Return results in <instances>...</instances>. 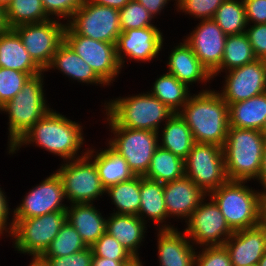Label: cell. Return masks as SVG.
<instances>
[{
	"label": "cell",
	"instance_id": "1",
	"mask_svg": "<svg viewBox=\"0 0 266 266\" xmlns=\"http://www.w3.org/2000/svg\"><path fill=\"white\" fill-rule=\"evenodd\" d=\"M62 114L52 107L6 152L7 155L13 156L21 151L20 149L33 146L41 147L43 152L59 157L63 160L61 162L85 156L89 148V144L84 148L87 140L83 131L85 125Z\"/></svg>",
	"mask_w": 266,
	"mask_h": 266
},
{
	"label": "cell",
	"instance_id": "2",
	"mask_svg": "<svg viewBox=\"0 0 266 266\" xmlns=\"http://www.w3.org/2000/svg\"><path fill=\"white\" fill-rule=\"evenodd\" d=\"M101 102L106 127H125L158 132L174 114L169 107L152 96L147 90ZM103 105V106H102Z\"/></svg>",
	"mask_w": 266,
	"mask_h": 266
},
{
	"label": "cell",
	"instance_id": "3",
	"mask_svg": "<svg viewBox=\"0 0 266 266\" xmlns=\"http://www.w3.org/2000/svg\"><path fill=\"white\" fill-rule=\"evenodd\" d=\"M178 114L196 143L224 146L229 128L228 104L216 89L196 90Z\"/></svg>",
	"mask_w": 266,
	"mask_h": 266
},
{
	"label": "cell",
	"instance_id": "4",
	"mask_svg": "<svg viewBox=\"0 0 266 266\" xmlns=\"http://www.w3.org/2000/svg\"><path fill=\"white\" fill-rule=\"evenodd\" d=\"M249 182L228 180L209 194L233 231L252 228L266 220V196Z\"/></svg>",
	"mask_w": 266,
	"mask_h": 266
},
{
	"label": "cell",
	"instance_id": "5",
	"mask_svg": "<svg viewBox=\"0 0 266 266\" xmlns=\"http://www.w3.org/2000/svg\"><path fill=\"white\" fill-rule=\"evenodd\" d=\"M44 78L45 72L29 78L17 95L1 106V115L5 113L8 117L7 151L52 109L46 96Z\"/></svg>",
	"mask_w": 266,
	"mask_h": 266
},
{
	"label": "cell",
	"instance_id": "6",
	"mask_svg": "<svg viewBox=\"0 0 266 266\" xmlns=\"http://www.w3.org/2000/svg\"><path fill=\"white\" fill-rule=\"evenodd\" d=\"M265 138L259 130L228 128L223 152L229 180L252 182L258 178Z\"/></svg>",
	"mask_w": 266,
	"mask_h": 266
},
{
	"label": "cell",
	"instance_id": "7",
	"mask_svg": "<svg viewBox=\"0 0 266 266\" xmlns=\"http://www.w3.org/2000/svg\"><path fill=\"white\" fill-rule=\"evenodd\" d=\"M66 222V211H56L39 217L17 219L9 240L13 251L29 257H41Z\"/></svg>",
	"mask_w": 266,
	"mask_h": 266
},
{
	"label": "cell",
	"instance_id": "8",
	"mask_svg": "<svg viewBox=\"0 0 266 266\" xmlns=\"http://www.w3.org/2000/svg\"><path fill=\"white\" fill-rule=\"evenodd\" d=\"M61 163L55 171L61 178L68 205L98 203L96 200L104 198L106 189L95 163L87 154Z\"/></svg>",
	"mask_w": 266,
	"mask_h": 266
},
{
	"label": "cell",
	"instance_id": "9",
	"mask_svg": "<svg viewBox=\"0 0 266 266\" xmlns=\"http://www.w3.org/2000/svg\"><path fill=\"white\" fill-rule=\"evenodd\" d=\"M108 129L110 137L105 142L127 161L135 176L144 177L159 146L158 132L125 127H107V131Z\"/></svg>",
	"mask_w": 266,
	"mask_h": 266
},
{
	"label": "cell",
	"instance_id": "10",
	"mask_svg": "<svg viewBox=\"0 0 266 266\" xmlns=\"http://www.w3.org/2000/svg\"><path fill=\"white\" fill-rule=\"evenodd\" d=\"M185 176L207 195L226 183L223 147L214 144L195 143L184 160Z\"/></svg>",
	"mask_w": 266,
	"mask_h": 266
},
{
	"label": "cell",
	"instance_id": "11",
	"mask_svg": "<svg viewBox=\"0 0 266 266\" xmlns=\"http://www.w3.org/2000/svg\"><path fill=\"white\" fill-rule=\"evenodd\" d=\"M183 225L185 228L182 230L196 248L222 246L234 232L209 195Z\"/></svg>",
	"mask_w": 266,
	"mask_h": 266
},
{
	"label": "cell",
	"instance_id": "12",
	"mask_svg": "<svg viewBox=\"0 0 266 266\" xmlns=\"http://www.w3.org/2000/svg\"><path fill=\"white\" fill-rule=\"evenodd\" d=\"M64 41L109 87L117 82L121 73H124L121 72L116 57V44L78 35L68 24L64 32Z\"/></svg>",
	"mask_w": 266,
	"mask_h": 266
},
{
	"label": "cell",
	"instance_id": "13",
	"mask_svg": "<svg viewBox=\"0 0 266 266\" xmlns=\"http://www.w3.org/2000/svg\"><path fill=\"white\" fill-rule=\"evenodd\" d=\"M119 10L86 0L67 24L81 36L116 44L121 34Z\"/></svg>",
	"mask_w": 266,
	"mask_h": 266
},
{
	"label": "cell",
	"instance_id": "14",
	"mask_svg": "<svg viewBox=\"0 0 266 266\" xmlns=\"http://www.w3.org/2000/svg\"><path fill=\"white\" fill-rule=\"evenodd\" d=\"M160 29L157 26H150L121 32L116 43V57L122 71L125 70L127 62L140 64L158 60L162 62L159 56L160 52L161 56L165 52L166 36Z\"/></svg>",
	"mask_w": 266,
	"mask_h": 266
},
{
	"label": "cell",
	"instance_id": "15",
	"mask_svg": "<svg viewBox=\"0 0 266 266\" xmlns=\"http://www.w3.org/2000/svg\"><path fill=\"white\" fill-rule=\"evenodd\" d=\"M67 23L50 19L41 23L22 24L13 28L33 61L43 70L50 65L57 48L64 42Z\"/></svg>",
	"mask_w": 266,
	"mask_h": 266
},
{
	"label": "cell",
	"instance_id": "16",
	"mask_svg": "<svg viewBox=\"0 0 266 266\" xmlns=\"http://www.w3.org/2000/svg\"><path fill=\"white\" fill-rule=\"evenodd\" d=\"M68 203L65 198L61 178L56 171L50 173L40 183L23 196L20 203L13 208V223L17 219L39 217L56 211H66Z\"/></svg>",
	"mask_w": 266,
	"mask_h": 266
},
{
	"label": "cell",
	"instance_id": "17",
	"mask_svg": "<svg viewBox=\"0 0 266 266\" xmlns=\"http://www.w3.org/2000/svg\"><path fill=\"white\" fill-rule=\"evenodd\" d=\"M219 75L224 79L217 92L228 105L266 92V60L256 59Z\"/></svg>",
	"mask_w": 266,
	"mask_h": 266
},
{
	"label": "cell",
	"instance_id": "18",
	"mask_svg": "<svg viewBox=\"0 0 266 266\" xmlns=\"http://www.w3.org/2000/svg\"><path fill=\"white\" fill-rule=\"evenodd\" d=\"M196 24L183 40L212 75L220 67L227 35L213 19L198 20Z\"/></svg>",
	"mask_w": 266,
	"mask_h": 266
},
{
	"label": "cell",
	"instance_id": "19",
	"mask_svg": "<svg viewBox=\"0 0 266 266\" xmlns=\"http://www.w3.org/2000/svg\"><path fill=\"white\" fill-rule=\"evenodd\" d=\"M175 44L172 45L173 47L169 46L171 51L168 49V56H165L167 58H165L166 61L164 63L167 64V70L164 69L162 71L175 76L180 82L186 84L191 89L196 83V86L201 83L199 86L202 89L199 92L210 90L212 88L210 83L214 81L212 75L201 64L190 46L183 38L181 41L179 40V43Z\"/></svg>",
	"mask_w": 266,
	"mask_h": 266
},
{
	"label": "cell",
	"instance_id": "20",
	"mask_svg": "<svg viewBox=\"0 0 266 266\" xmlns=\"http://www.w3.org/2000/svg\"><path fill=\"white\" fill-rule=\"evenodd\" d=\"M163 191L169 229L178 227L176 224L174 226L175 220L178 223H185L207 197V194L185 175L180 179L164 183ZM171 219H174L173 225L170 222Z\"/></svg>",
	"mask_w": 266,
	"mask_h": 266
},
{
	"label": "cell",
	"instance_id": "21",
	"mask_svg": "<svg viewBox=\"0 0 266 266\" xmlns=\"http://www.w3.org/2000/svg\"><path fill=\"white\" fill-rule=\"evenodd\" d=\"M224 246L232 266L258 264L266 252V220L255 227L234 231Z\"/></svg>",
	"mask_w": 266,
	"mask_h": 266
},
{
	"label": "cell",
	"instance_id": "22",
	"mask_svg": "<svg viewBox=\"0 0 266 266\" xmlns=\"http://www.w3.org/2000/svg\"><path fill=\"white\" fill-rule=\"evenodd\" d=\"M180 228L155 230L158 266H194L197 248Z\"/></svg>",
	"mask_w": 266,
	"mask_h": 266
},
{
	"label": "cell",
	"instance_id": "23",
	"mask_svg": "<svg viewBox=\"0 0 266 266\" xmlns=\"http://www.w3.org/2000/svg\"><path fill=\"white\" fill-rule=\"evenodd\" d=\"M50 70L58 71L65 76V79L68 78L69 82L73 81L72 83L110 88L65 41L57 48L50 65L44 72H51Z\"/></svg>",
	"mask_w": 266,
	"mask_h": 266
},
{
	"label": "cell",
	"instance_id": "24",
	"mask_svg": "<svg viewBox=\"0 0 266 266\" xmlns=\"http://www.w3.org/2000/svg\"><path fill=\"white\" fill-rule=\"evenodd\" d=\"M106 232L117 239L134 257H140V248L144 246L146 233L150 227L138 216L108 213ZM144 243V244H143Z\"/></svg>",
	"mask_w": 266,
	"mask_h": 266
},
{
	"label": "cell",
	"instance_id": "25",
	"mask_svg": "<svg viewBox=\"0 0 266 266\" xmlns=\"http://www.w3.org/2000/svg\"><path fill=\"white\" fill-rule=\"evenodd\" d=\"M97 208L95 203H76L66 209V221L77 230L87 247L106 232L107 215Z\"/></svg>",
	"mask_w": 266,
	"mask_h": 266
},
{
	"label": "cell",
	"instance_id": "26",
	"mask_svg": "<svg viewBox=\"0 0 266 266\" xmlns=\"http://www.w3.org/2000/svg\"><path fill=\"white\" fill-rule=\"evenodd\" d=\"M140 217L153 229H169V217L165 207L163 183L140 176ZM151 222V223H150Z\"/></svg>",
	"mask_w": 266,
	"mask_h": 266
},
{
	"label": "cell",
	"instance_id": "27",
	"mask_svg": "<svg viewBox=\"0 0 266 266\" xmlns=\"http://www.w3.org/2000/svg\"><path fill=\"white\" fill-rule=\"evenodd\" d=\"M105 145L106 147H99L98 149L95 145H89L87 155L95 163L101 183L107 189L112 185L128 181L135 175L129 168L127 161L106 142Z\"/></svg>",
	"mask_w": 266,
	"mask_h": 266
},
{
	"label": "cell",
	"instance_id": "28",
	"mask_svg": "<svg viewBox=\"0 0 266 266\" xmlns=\"http://www.w3.org/2000/svg\"><path fill=\"white\" fill-rule=\"evenodd\" d=\"M0 67L28 73L31 77L44 72L30 57L13 29L0 34Z\"/></svg>",
	"mask_w": 266,
	"mask_h": 266
},
{
	"label": "cell",
	"instance_id": "29",
	"mask_svg": "<svg viewBox=\"0 0 266 266\" xmlns=\"http://www.w3.org/2000/svg\"><path fill=\"white\" fill-rule=\"evenodd\" d=\"M159 146L185 160L196 143L187 123L174 113L158 131Z\"/></svg>",
	"mask_w": 266,
	"mask_h": 266
},
{
	"label": "cell",
	"instance_id": "30",
	"mask_svg": "<svg viewBox=\"0 0 266 266\" xmlns=\"http://www.w3.org/2000/svg\"><path fill=\"white\" fill-rule=\"evenodd\" d=\"M229 127L261 131L266 120V92L228 105Z\"/></svg>",
	"mask_w": 266,
	"mask_h": 266
},
{
	"label": "cell",
	"instance_id": "31",
	"mask_svg": "<svg viewBox=\"0 0 266 266\" xmlns=\"http://www.w3.org/2000/svg\"><path fill=\"white\" fill-rule=\"evenodd\" d=\"M151 86L147 91L174 113H178L183 108L193 94L191 91H195L167 72L157 75Z\"/></svg>",
	"mask_w": 266,
	"mask_h": 266
},
{
	"label": "cell",
	"instance_id": "32",
	"mask_svg": "<svg viewBox=\"0 0 266 266\" xmlns=\"http://www.w3.org/2000/svg\"><path fill=\"white\" fill-rule=\"evenodd\" d=\"M105 196L114 205L112 213L137 216L140 209V176L112 185Z\"/></svg>",
	"mask_w": 266,
	"mask_h": 266
},
{
	"label": "cell",
	"instance_id": "33",
	"mask_svg": "<svg viewBox=\"0 0 266 266\" xmlns=\"http://www.w3.org/2000/svg\"><path fill=\"white\" fill-rule=\"evenodd\" d=\"M257 58L248 40L246 33L227 35L224 46V55L220 67L212 74L217 80L219 73L229 71L236 67L244 66Z\"/></svg>",
	"mask_w": 266,
	"mask_h": 266
},
{
	"label": "cell",
	"instance_id": "34",
	"mask_svg": "<svg viewBox=\"0 0 266 266\" xmlns=\"http://www.w3.org/2000/svg\"><path fill=\"white\" fill-rule=\"evenodd\" d=\"M184 175V160L169 150L158 146L144 177L164 184L180 179Z\"/></svg>",
	"mask_w": 266,
	"mask_h": 266
},
{
	"label": "cell",
	"instance_id": "35",
	"mask_svg": "<svg viewBox=\"0 0 266 266\" xmlns=\"http://www.w3.org/2000/svg\"><path fill=\"white\" fill-rule=\"evenodd\" d=\"M5 10L8 29L22 24L41 23L50 20L41 0H11Z\"/></svg>",
	"mask_w": 266,
	"mask_h": 266
},
{
	"label": "cell",
	"instance_id": "36",
	"mask_svg": "<svg viewBox=\"0 0 266 266\" xmlns=\"http://www.w3.org/2000/svg\"><path fill=\"white\" fill-rule=\"evenodd\" d=\"M213 20L226 35L244 33L248 23L243 0H225Z\"/></svg>",
	"mask_w": 266,
	"mask_h": 266
},
{
	"label": "cell",
	"instance_id": "37",
	"mask_svg": "<svg viewBox=\"0 0 266 266\" xmlns=\"http://www.w3.org/2000/svg\"><path fill=\"white\" fill-rule=\"evenodd\" d=\"M87 248L80 234L69 223L65 222L55 239L41 257H62Z\"/></svg>",
	"mask_w": 266,
	"mask_h": 266
},
{
	"label": "cell",
	"instance_id": "38",
	"mask_svg": "<svg viewBox=\"0 0 266 266\" xmlns=\"http://www.w3.org/2000/svg\"><path fill=\"white\" fill-rule=\"evenodd\" d=\"M119 17L122 32L129 29L158 26L149 11L136 0H130L120 9Z\"/></svg>",
	"mask_w": 266,
	"mask_h": 266
},
{
	"label": "cell",
	"instance_id": "39",
	"mask_svg": "<svg viewBox=\"0 0 266 266\" xmlns=\"http://www.w3.org/2000/svg\"><path fill=\"white\" fill-rule=\"evenodd\" d=\"M225 0H176V12L194 21L213 19L216 10ZM181 13V14H180ZM197 19V20H196Z\"/></svg>",
	"mask_w": 266,
	"mask_h": 266
},
{
	"label": "cell",
	"instance_id": "40",
	"mask_svg": "<svg viewBox=\"0 0 266 266\" xmlns=\"http://www.w3.org/2000/svg\"><path fill=\"white\" fill-rule=\"evenodd\" d=\"M29 78L28 73L0 67V107L15 97Z\"/></svg>",
	"mask_w": 266,
	"mask_h": 266
},
{
	"label": "cell",
	"instance_id": "41",
	"mask_svg": "<svg viewBox=\"0 0 266 266\" xmlns=\"http://www.w3.org/2000/svg\"><path fill=\"white\" fill-rule=\"evenodd\" d=\"M91 248L95 256L110 260L130 261L134 257L117 239L107 232H105Z\"/></svg>",
	"mask_w": 266,
	"mask_h": 266
},
{
	"label": "cell",
	"instance_id": "42",
	"mask_svg": "<svg viewBox=\"0 0 266 266\" xmlns=\"http://www.w3.org/2000/svg\"><path fill=\"white\" fill-rule=\"evenodd\" d=\"M194 266H232L229 252L222 246L197 248Z\"/></svg>",
	"mask_w": 266,
	"mask_h": 266
},
{
	"label": "cell",
	"instance_id": "43",
	"mask_svg": "<svg viewBox=\"0 0 266 266\" xmlns=\"http://www.w3.org/2000/svg\"><path fill=\"white\" fill-rule=\"evenodd\" d=\"M46 14L51 19L68 22L84 0H41Z\"/></svg>",
	"mask_w": 266,
	"mask_h": 266
},
{
	"label": "cell",
	"instance_id": "44",
	"mask_svg": "<svg viewBox=\"0 0 266 266\" xmlns=\"http://www.w3.org/2000/svg\"><path fill=\"white\" fill-rule=\"evenodd\" d=\"M93 251L87 247L79 252L62 257H40L48 266H92Z\"/></svg>",
	"mask_w": 266,
	"mask_h": 266
},
{
	"label": "cell",
	"instance_id": "45",
	"mask_svg": "<svg viewBox=\"0 0 266 266\" xmlns=\"http://www.w3.org/2000/svg\"><path fill=\"white\" fill-rule=\"evenodd\" d=\"M245 33L256 58L266 60V24H248Z\"/></svg>",
	"mask_w": 266,
	"mask_h": 266
},
{
	"label": "cell",
	"instance_id": "46",
	"mask_svg": "<svg viewBox=\"0 0 266 266\" xmlns=\"http://www.w3.org/2000/svg\"><path fill=\"white\" fill-rule=\"evenodd\" d=\"M9 198L0 185V234L5 238H9L13 228V209L10 208Z\"/></svg>",
	"mask_w": 266,
	"mask_h": 266
},
{
	"label": "cell",
	"instance_id": "47",
	"mask_svg": "<svg viewBox=\"0 0 266 266\" xmlns=\"http://www.w3.org/2000/svg\"><path fill=\"white\" fill-rule=\"evenodd\" d=\"M248 24H266V0H243Z\"/></svg>",
	"mask_w": 266,
	"mask_h": 266
},
{
	"label": "cell",
	"instance_id": "48",
	"mask_svg": "<svg viewBox=\"0 0 266 266\" xmlns=\"http://www.w3.org/2000/svg\"><path fill=\"white\" fill-rule=\"evenodd\" d=\"M137 2H139L141 5H143L148 11L149 13L152 15V17L154 19L157 20V22L159 21L158 18L164 14V10H166V8H169L168 5L171 4V2H173V8L174 11L176 10V0H136ZM163 13V14H162Z\"/></svg>",
	"mask_w": 266,
	"mask_h": 266
},
{
	"label": "cell",
	"instance_id": "49",
	"mask_svg": "<svg viewBox=\"0 0 266 266\" xmlns=\"http://www.w3.org/2000/svg\"><path fill=\"white\" fill-rule=\"evenodd\" d=\"M254 182L257 183L255 186L258 184V187L261 186L260 191L266 196V138L259 176Z\"/></svg>",
	"mask_w": 266,
	"mask_h": 266
},
{
	"label": "cell",
	"instance_id": "50",
	"mask_svg": "<svg viewBox=\"0 0 266 266\" xmlns=\"http://www.w3.org/2000/svg\"><path fill=\"white\" fill-rule=\"evenodd\" d=\"M101 6H108L115 9H122L130 0H86Z\"/></svg>",
	"mask_w": 266,
	"mask_h": 266
},
{
	"label": "cell",
	"instance_id": "51",
	"mask_svg": "<svg viewBox=\"0 0 266 266\" xmlns=\"http://www.w3.org/2000/svg\"><path fill=\"white\" fill-rule=\"evenodd\" d=\"M126 262L128 261L110 260L107 258L97 257L94 254L92 257V266H122Z\"/></svg>",
	"mask_w": 266,
	"mask_h": 266
},
{
	"label": "cell",
	"instance_id": "52",
	"mask_svg": "<svg viewBox=\"0 0 266 266\" xmlns=\"http://www.w3.org/2000/svg\"><path fill=\"white\" fill-rule=\"evenodd\" d=\"M8 29L5 20V10L4 7L0 5V34L4 33Z\"/></svg>",
	"mask_w": 266,
	"mask_h": 266
},
{
	"label": "cell",
	"instance_id": "53",
	"mask_svg": "<svg viewBox=\"0 0 266 266\" xmlns=\"http://www.w3.org/2000/svg\"><path fill=\"white\" fill-rule=\"evenodd\" d=\"M142 256L133 257L130 261L124 263L122 266H144V262L142 261Z\"/></svg>",
	"mask_w": 266,
	"mask_h": 266
},
{
	"label": "cell",
	"instance_id": "54",
	"mask_svg": "<svg viewBox=\"0 0 266 266\" xmlns=\"http://www.w3.org/2000/svg\"><path fill=\"white\" fill-rule=\"evenodd\" d=\"M30 263L27 266H48L40 257H31Z\"/></svg>",
	"mask_w": 266,
	"mask_h": 266
},
{
	"label": "cell",
	"instance_id": "55",
	"mask_svg": "<svg viewBox=\"0 0 266 266\" xmlns=\"http://www.w3.org/2000/svg\"><path fill=\"white\" fill-rule=\"evenodd\" d=\"M259 266H266V252L265 254L262 256V258L259 260Z\"/></svg>",
	"mask_w": 266,
	"mask_h": 266
},
{
	"label": "cell",
	"instance_id": "56",
	"mask_svg": "<svg viewBox=\"0 0 266 266\" xmlns=\"http://www.w3.org/2000/svg\"><path fill=\"white\" fill-rule=\"evenodd\" d=\"M11 0H0V5L3 6L4 8L6 5L10 2Z\"/></svg>",
	"mask_w": 266,
	"mask_h": 266
},
{
	"label": "cell",
	"instance_id": "57",
	"mask_svg": "<svg viewBox=\"0 0 266 266\" xmlns=\"http://www.w3.org/2000/svg\"><path fill=\"white\" fill-rule=\"evenodd\" d=\"M261 132L266 137V120H265V123H264V126H263Z\"/></svg>",
	"mask_w": 266,
	"mask_h": 266
},
{
	"label": "cell",
	"instance_id": "58",
	"mask_svg": "<svg viewBox=\"0 0 266 266\" xmlns=\"http://www.w3.org/2000/svg\"><path fill=\"white\" fill-rule=\"evenodd\" d=\"M247 266H259V264H250V265H247Z\"/></svg>",
	"mask_w": 266,
	"mask_h": 266
},
{
	"label": "cell",
	"instance_id": "59",
	"mask_svg": "<svg viewBox=\"0 0 266 266\" xmlns=\"http://www.w3.org/2000/svg\"><path fill=\"white\" fill-rule=\"evenodd\" d=\"M5 239V237L3 235L0 234V240L2 241L3 238Z\"/></svg>",
	"mask_w": 266,
	"mask_h": 266
}]
</instances>
